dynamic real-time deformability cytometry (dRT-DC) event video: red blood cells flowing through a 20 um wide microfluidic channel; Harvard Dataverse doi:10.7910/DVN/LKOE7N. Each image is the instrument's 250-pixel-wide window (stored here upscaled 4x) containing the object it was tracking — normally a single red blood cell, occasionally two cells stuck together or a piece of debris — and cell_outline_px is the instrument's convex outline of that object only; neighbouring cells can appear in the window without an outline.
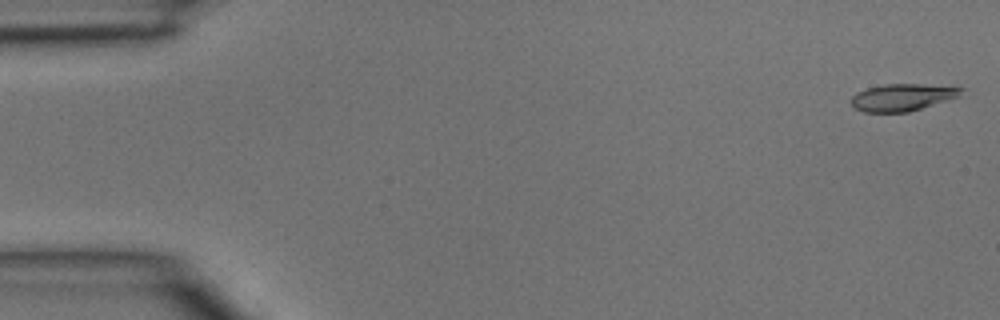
{"species": "common noctule bat (a hibernating species)", "species_latin": "Nyctalus noctula", "temperature_condition": "room temperature", "stored_images_in_passage": 4, "camera_frame_rate_fps": 3000, "um_per_image_px": 0.085, "animal": {"sex": "male", "body_mass_g": 15.6}, "frame": {"image": 1, "passage_image": 1, "time_ms": 0.0, "image_size_px": [1000, 320], "cell_outline_px": [[964, 88], [960, 96], [908, 112], [864, 112], [856, 108], [852, 104], [852, 96], [856, 92], [868, 88], [884, 84], [920, 84]], "centroid_in_image_um": [76.69, 8.27], "position_along_channel_um": 8.3, "area_um2": 17.11}}
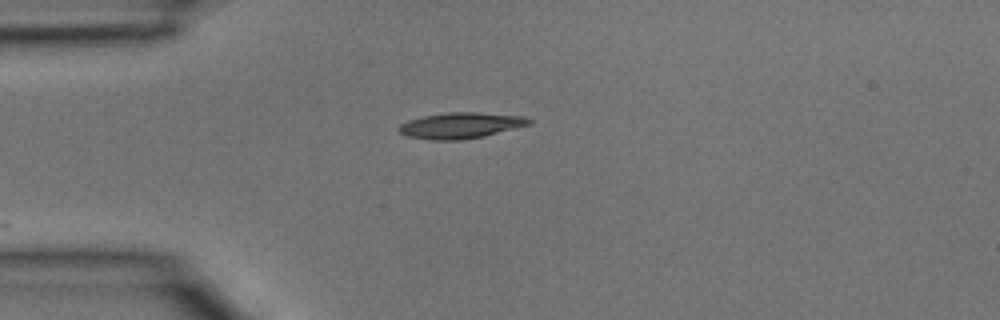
{"frame": {"image": 2, "passage_image": 3, "time_ms": 0.667, "image_size_px": [1000, 320], "cell_outline_px": [[532, 124], [484, 136], [460, 140], [432, 140], [408, 136], [400, 132], [396, 128], [400, 124], [408, 120], [424, 116], [448, 112], [476, 112], [524, 116], [532, 120]], "centroid_in_image_um": [39.17, 10.66], "position_along_channel_um": 45.8, "area_um2": 19.65}}
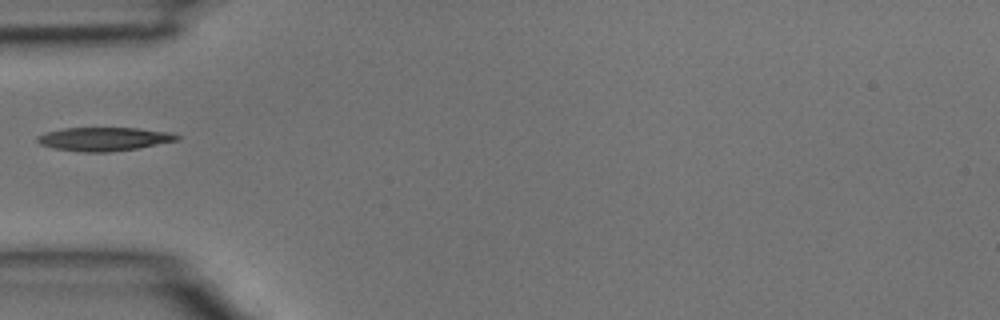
{"frame": {"image": 3, "passage_image": 4, "time_ms": 1.0, "image_size_px": [1000, 320], "cell_outline_px": [[180, 140], [136, 148], [108, 152], [80, 152], [52, 148], [40, 144], [36, 140], [36, 136], [48, 132], [64, 128], [136, 128], [172, 132], [180, 136]], "centroid_in_image_um": [8.84, 11.82], "position_along_channel_um": 76.2, "area_um2": 19.19}}